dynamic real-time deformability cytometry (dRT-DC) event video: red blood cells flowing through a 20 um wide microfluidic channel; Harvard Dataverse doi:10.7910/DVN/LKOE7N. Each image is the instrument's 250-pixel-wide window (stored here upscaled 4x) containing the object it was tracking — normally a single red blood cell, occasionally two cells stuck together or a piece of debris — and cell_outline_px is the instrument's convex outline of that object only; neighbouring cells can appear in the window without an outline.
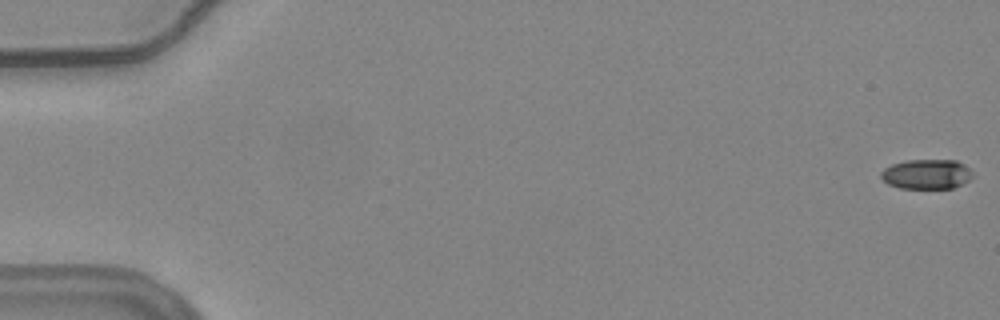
{"species": "common noctule bat (a hibernating species)", "species_latin": "Nyctalus noctula", "temperature_condition": "warm", "stored_images_in_passage": 57, "camera_frame_rate_fps": 3000, "um_per_image_px": 0.085, "animal": {"sex": "female", "body_mass_g": 24.6, "forearm_length_mm": 56.2}, "frame": {"image": 1, "passage_image": 1, "time_ms": 0.0, "image_size_px": [1000, 320], "cell_outline_px": [[976, 176], [964, 184], [952, 188], [900, 188], [888, 184], [880, 176], [880, 172], [884, 168], [892, 164], [904, 160], [956, 160], [964, 164]], "centroid_in_image_um": [78.79, 14.8], "position_along_channel_um": 6.2, "area_um2": 16.13}}
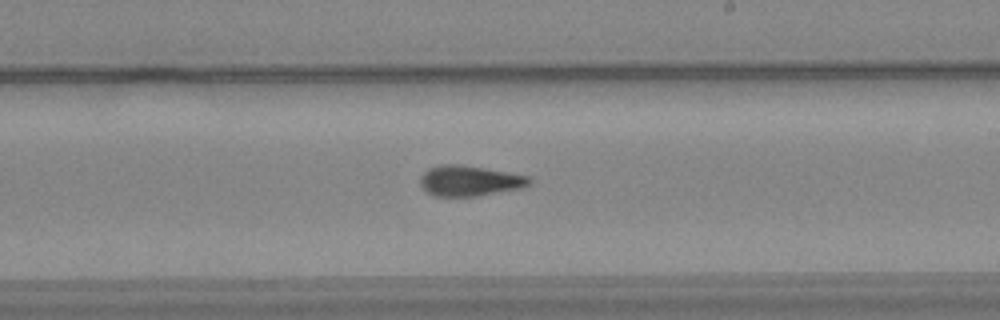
{"frame": {"image": 2, "passage_image": 34, "time_ms": 11.0, "image_size_px": [1000, 320], "cell_outline_px": [[532, 184], [524, 188], [476, 196], [432, 196], [420, 184], [420, 176], [428, 168], [440, 164], [460, 164], [484, 168], [528, 176], [532, 180]], "centroid_in_image_um": [39.92, 15.37], "position_along_channel_um": 249.1, "area_um2": 19.48}}
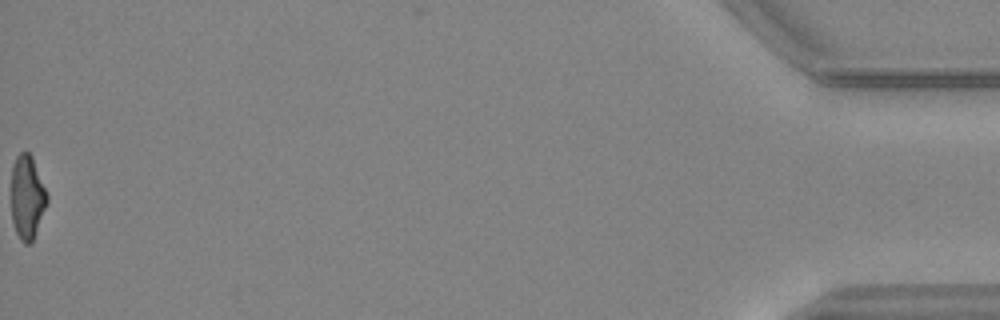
{"frame": {"image": 3, "passage_image": 57, "time_ms": 18.667, "image_size_px": [1000, 320], "cell_outline_px": [[48, 200], [32, 244], [24, 244], [20, 240], [16, 232], [12, 220], [12, 164], [16, 156], [20, 152], [28, 152], [32, 156], [48, 192]], "centroid_in_image_um": [2.32, 16.77], "position_along_channel_um": 432.9, "area_um2": 17.69}, "authors_computed_cell_mechanics": {"area_um2": 18.3804, "velocity_mm_per_s": 3.7444, "shape_relaxation_time_tau1_ms": 6.954, "shape_relaxation_time_tau2_ms": 2.9565, "deformation_change_tau1": 0.2072, "deformation_change_tau2": 0.1116}}